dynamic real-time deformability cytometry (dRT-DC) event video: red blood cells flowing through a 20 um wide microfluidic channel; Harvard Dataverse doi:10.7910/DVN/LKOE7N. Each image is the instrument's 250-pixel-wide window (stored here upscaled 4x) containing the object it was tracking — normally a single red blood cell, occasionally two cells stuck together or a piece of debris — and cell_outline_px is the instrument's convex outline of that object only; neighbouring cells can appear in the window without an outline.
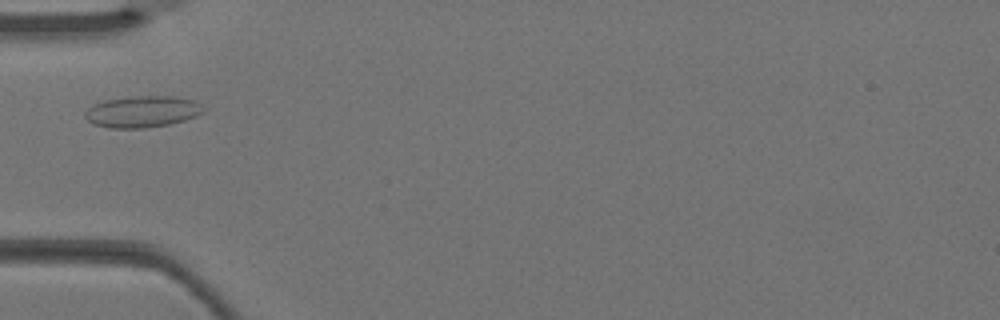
{"species": "Egyptian fruit bat (a non-hibernating species)", "species_latin": "Rousettus aegyptiacus", "temperature_condition": "warm", "stored_images_in_passage": 2, "camera_frame_rate_fps": 3000, "um_per_image_px": 0.085, "animal": {"sex": "female"}, "frame": {"image": 1, "passage_image": 2, "time_ms": 0.333, "image_size_px": [1000, 320], "cell_outline_px": [[204, 112], [196, 116], [184, 120], [168, 124], [144, 128], [108, 128], [92, 124], [84, 116], [84, 112], [92, 104], [104, 100], [136, 96], [172, 96], [196, 100], [204, 108]], "centroid_in_image_um": [12.08, 9.49], "position_along_channel_um": 72.9, "area_um2": 21.85}}